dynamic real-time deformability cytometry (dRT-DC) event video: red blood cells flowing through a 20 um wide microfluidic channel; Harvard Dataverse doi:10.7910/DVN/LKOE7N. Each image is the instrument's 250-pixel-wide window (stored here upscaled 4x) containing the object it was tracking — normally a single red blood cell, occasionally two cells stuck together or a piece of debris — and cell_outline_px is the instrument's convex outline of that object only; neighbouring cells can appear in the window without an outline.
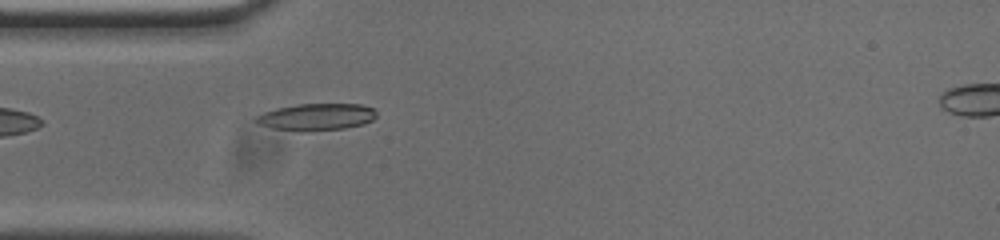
{"species": "common noctule bat (a hibernating species)", "species_latin": "Nyctalus noctula", "temperature_condition": "cold", "stored_images_in_passage": 38, "camera_frame_rate_fps": 3000, "um_per_image_px": 0.085, "animal": {"sex": "male", "body_mass_g": 20.0, "forearm_length_mm": 53.3}, "frame": {"image": 1, "passage_image": 1, "time_ms": 0.0, "image_size_px": [1000, 240], "cell_outline_px": [[376, 116], [372, 120], [364, 124], [344, 128], [276, 128], [260, 124], [256, 120], [256, 116], [264, 112], [276, 108], [296, 104], [360, 104], [376, 108]], "centroid_in_image_um": [27.0, 9.87], "position_along_channel_um": 58.0, "area_um2": 17.86}}
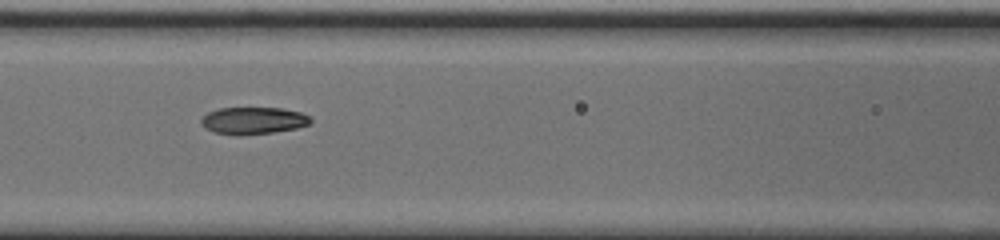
{"frame": {"image": 2, "passage_image": 8, "time_ms": 2.333, "image_size_px": [1000, 240], "cell_outline_px": [[312, 120], [308, 124], [296, 128], [272, 132], [236, 136], [212, 132], [204, 128], [200, 124], [200, 120], [208, 112], [220, 108], [280, 108], [300, 112], [308, 116]], "centroid_in_image_um": [21.46, 10.26], "position_along_channel_um": 145.1, "area_um2": 17.28}}
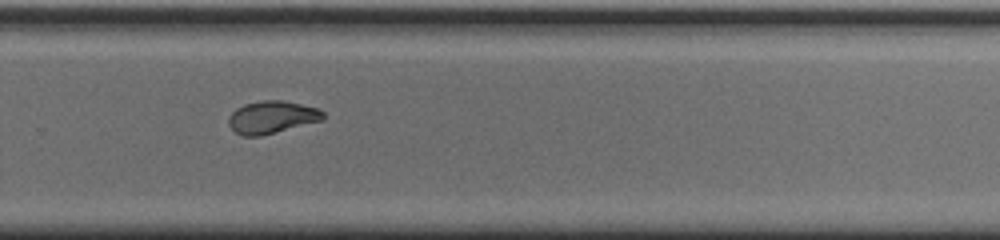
{"frame": {"image": 3, "passage_image": 21, "time_ms": 6.667, "image_size_px": [1000, 240], "cell_outline_px": [[324, 120], [260, 136], [244, 136], [236, 132], [228, 124], [228, 116], [236, 108], [244, 104], [260, 100], [280, 100], [320, 108], [324, 112]], "centroid_in_image_um": [23.12, 9.95], "position_along_channel_um": 306.7, "area_um2": 17.98}, "authors_computed_cell_mechanics": {"area_um2": 18.3804, "velocity_mm_per_s": 3.7425, "shape_relaxation_time_tau1_ms": null, "shape_relaxation_time_tau2_ms": 2.2158, "deformation_change_tau1": null, "deformation_change_tau2": 0.0749}}